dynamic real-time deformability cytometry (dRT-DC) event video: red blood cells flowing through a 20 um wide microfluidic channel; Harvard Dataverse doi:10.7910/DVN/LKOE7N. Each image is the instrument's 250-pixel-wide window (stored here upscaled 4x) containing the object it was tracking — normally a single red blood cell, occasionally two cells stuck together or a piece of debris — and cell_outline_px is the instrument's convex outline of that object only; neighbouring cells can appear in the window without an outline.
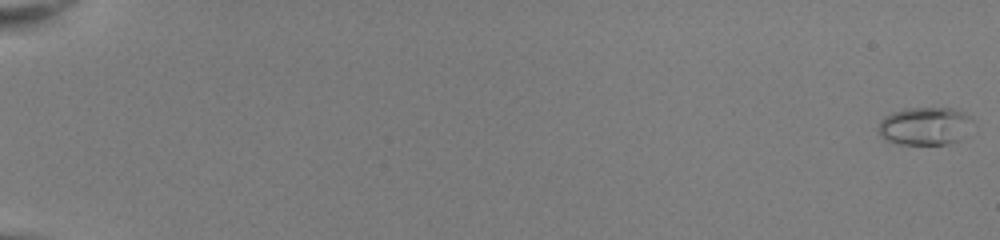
{"species": "common noctule bat (a hibernating species)", "species_latin": "Nyctalus noctula", "temperature_condition": "room temperature", "stored_images_in_passage": 53, "camera_frame_rate_fps": 3000, "um_per_image_px": 0.085, "animal": {"sex": "female", "body_mass_g": 22.0, "forearm_length_mm": 56.7}, "frame": {"image": 1, "passage_image": 1, "time_ms": 0.0, "image_size_px": [1000, 240], "cell_outline_px": [[972, 120], [956, 140], [948, 144], [900, 144], [884, 140], [880, 136], [880, 124], [884, 116], [892, 112], [908, 108], [952, 108], [964, 112]], "centroid_in_image_um": [78.53, 10.7], "position_along_channel_um": 6.5, "area_um2": 20.23}}
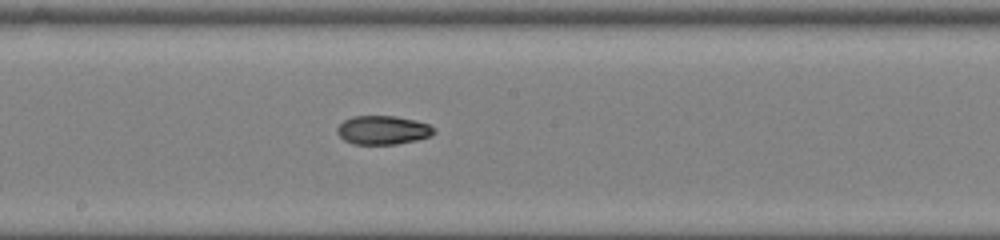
{"frame": {"image": 2, "passage_image": 32, "time_ms": 10.333, "image_size_px": [1000, 240], "cell_outline_px": [[436, 132], [428, 136], [416, 140], [396, 144], [352, 144], [344, 140], [336, 132], [336, 128], [344, 120], [352, 116], [396, 116], [428, 124], [436, 128]], "centroid_in_image_um": [32.52, 11.06], "position_along_channel_um": 215.7, "area_um2": 16.18}}
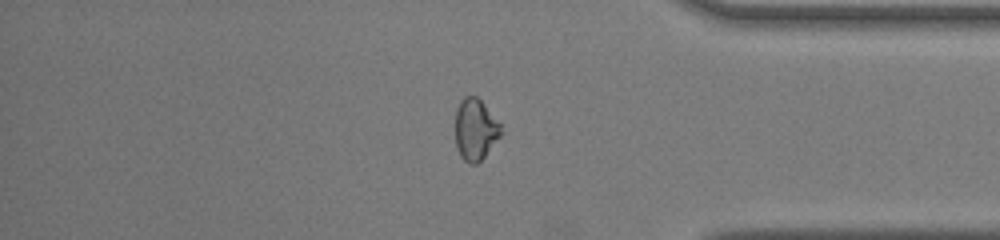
{"frame": {"image": 3, "passage_image": 46, "time_ms": 15.0, "image_size_px": [1000, 240], "cell_outline_px": [[504, 132], [484, 156], [476, 164], [468, 164], [460, 156], [456, 144], [456, 108], [460, 100], [464, 96], [476, 96], [484, 104], [500, 124]], "centroid_in_image_um": [40.4, 11.01], "position_along_channel_um": 394.8, "area_um2": 16.3}, "authors_computed_cell_mechanics": {"area_um2": 16.2996, "velocity_mm_per_s": 4.0717, "shape_relaxation_time_tau1_ms": 7.1945, "shape_relaxation_time_tau2_ms": 1.7811, "deformation_change_tau1": 0.1987, "deformation_change_tau2": 0.0691}}